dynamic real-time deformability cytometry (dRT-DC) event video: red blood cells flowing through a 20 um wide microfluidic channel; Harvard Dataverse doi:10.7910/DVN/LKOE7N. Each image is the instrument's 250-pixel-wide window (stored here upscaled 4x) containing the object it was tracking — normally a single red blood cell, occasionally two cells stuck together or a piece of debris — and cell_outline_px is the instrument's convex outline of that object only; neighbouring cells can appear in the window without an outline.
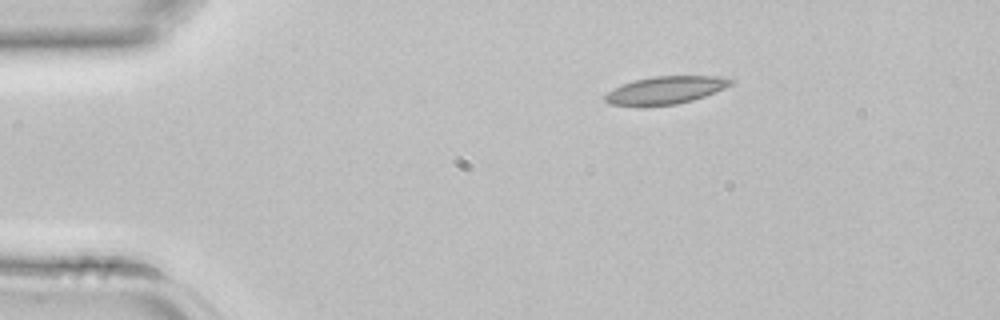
{"species": "common noctule bat (a hibernating species)", "species_latin": "Nyctalus noctula", "temperature_condition": "room temperature", "stored_images_in_passage": 2, "camera_frame_rate_fps": 3000, "um_per_image_px": 0.085, "animal": {"sex": "female", "body_mass_g": 22.7, "forearm_length_mm": 54.2}, "frame": {"image": 1, "passage_image": 1, "time_ms": 0.0, "image_size_px": [1000, 320], "cell_outline_px": [[736, 80], [732, 84], [724, 88], [704, 96], [692, 100], [676, 104], [640, 108], [608, 104], [604, 100], [604, 96], [608, 92], [624, 84], [636, 80], [652, 76], [720, 76]], "centroid_in_image_um": [56.54, 7.69], "position_along_channel_um": 28.5, "area_um2": 20.58}}